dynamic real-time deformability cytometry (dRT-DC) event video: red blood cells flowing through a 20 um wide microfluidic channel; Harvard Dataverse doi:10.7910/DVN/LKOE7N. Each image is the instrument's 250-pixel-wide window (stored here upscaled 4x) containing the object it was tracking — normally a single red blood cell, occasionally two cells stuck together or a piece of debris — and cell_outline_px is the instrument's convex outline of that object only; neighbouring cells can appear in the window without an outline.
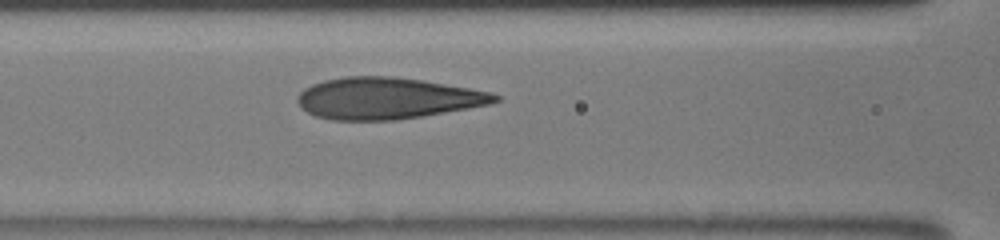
{"species": "human", "species_latin": "Homo sapiens", "temperature_condition": "room temperature", "stored_images_in_passage": 3, "camera_frame_rate_fps": 3000, "um_per_image_px": 0.085, "donor": {"sex": "male"}, "frame": {"image": 1, "passage_image": 3, "time_ms": 1.667, "image_size_px": [1000, 240], "cell_outline_px": [[500, 100], [488, 104], [468, 108], [424, 116], [396, 120], [332, 120], [316, 116], [300, 108], [296, 100], [296, 96], [304, 88], [312, 84], [324, 80], [344, 76], [392, 76], [424, 80], [468, 88], [488, 92], [500, 96]], "centroid_in_image_um": [32.85, 8.35], "position_along_channel_um": 133.7, "area_um2": 47.8}}